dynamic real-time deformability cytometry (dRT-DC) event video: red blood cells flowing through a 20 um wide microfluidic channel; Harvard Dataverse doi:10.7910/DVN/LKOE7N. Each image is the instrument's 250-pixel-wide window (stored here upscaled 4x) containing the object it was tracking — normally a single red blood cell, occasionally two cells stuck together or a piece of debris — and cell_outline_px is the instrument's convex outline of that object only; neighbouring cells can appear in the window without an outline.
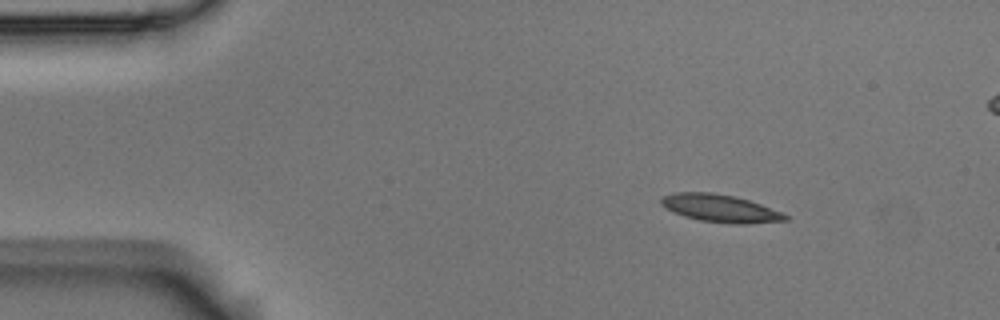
{"species": "Egyptian fruit bat (a non-hibernating species)", "species_latin": "Rousettus aegyptiacus", "temperature_condition": "room temperature", "stored_images_in_passage": 5, "segment_of_instrument_passage": [1, 2], "camera_frame_rate_fps": 3000, "um_per_image_px": 0.085, "animal": {"sex": "male"}, "frame": {"image": 1, "passage_image": 2, "time_ms": 0.333, "image_size_px": [1000, 320], "cell_outline_px": [[788, 220], [744, 224], [732, 224], [700, 220], [684, 216], [672, 212], [664, 208], [660, 204], [660, 196], [676, 192], [712, 192], [736, 196], [760, 204], [780, 212], [788, 216]], "centroid_in_image_um": [61.15, 17.7], "position_along_channel_um": 23.9, "area_um2": 20.06}}